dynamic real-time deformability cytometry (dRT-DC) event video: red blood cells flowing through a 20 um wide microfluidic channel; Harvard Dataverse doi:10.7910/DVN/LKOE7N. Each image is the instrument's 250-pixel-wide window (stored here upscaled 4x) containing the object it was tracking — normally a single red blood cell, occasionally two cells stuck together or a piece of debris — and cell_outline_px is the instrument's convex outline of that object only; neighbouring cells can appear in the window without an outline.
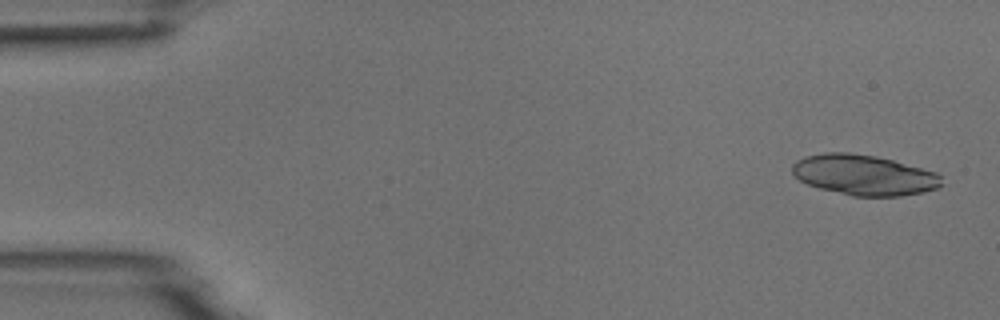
{"species": "common noctule bat (a hibernating species)", "species_latin": "Nyctalus noctula", "temperature_condition": "room temperature", "stored_images_in_passage": 5, "camera_frame_rate_fps": 3000, "um_per_image_px": 0.085, "animal": {"sex": "male", "body_mass_g": 18.8}, "frame": {"image": 1, "passage_image": 1, "time_ms": 0.0, "image_size_px": [1000, 320], "cell_outline_px": [[940, 184], [936, 188], [920, 192], [900, 196], [852, 196], [820, 188], [808, 184], [800, 180], [792, 172], [792, 164], [796, 160], [804, 156], [824, 152], [848, 152], [876, 156], [892, 160], [936, 172], [940, 176]], "centroid_in_image_um": [73.38, 14.86], "position_along_channel_um": 11.6, "area_um2": 34.91}}